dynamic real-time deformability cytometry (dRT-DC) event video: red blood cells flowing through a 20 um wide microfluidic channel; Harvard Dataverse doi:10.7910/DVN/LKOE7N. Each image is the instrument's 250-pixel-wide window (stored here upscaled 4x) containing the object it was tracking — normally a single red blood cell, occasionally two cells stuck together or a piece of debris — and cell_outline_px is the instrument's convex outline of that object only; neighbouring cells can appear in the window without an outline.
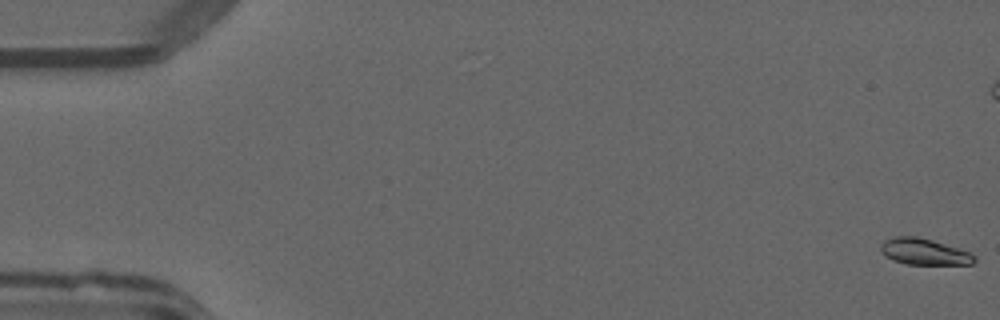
{"species": "common noctule bat (a hibernating species)", "species_latin": "Nyctalus noctula", "temperature_condition": "warm", "stored_images_in_passage": 8, "camera_frame_rate_fps": 3000, "um_per_image_px": 0.085, "animal": {"sex": "male", "forearm_length_mm": 52.5}, "frame": {"image": 1, "passage_image": 1, "time_ms": 0.0, "image_size_px": [1000, 320], "cell_outline_px": [[976, 260], [972, 264], [908, 264], [892, 260], [884, 256], [880, 252], [880, 244], [884, 240], [892, 236], [916, 236], [932, 240], [972, 252], [976, 256]], "centroid_in_image_um": [78.53, 21.38], "position_along_channel_um": 6.5, "area_um2": 14.57}}